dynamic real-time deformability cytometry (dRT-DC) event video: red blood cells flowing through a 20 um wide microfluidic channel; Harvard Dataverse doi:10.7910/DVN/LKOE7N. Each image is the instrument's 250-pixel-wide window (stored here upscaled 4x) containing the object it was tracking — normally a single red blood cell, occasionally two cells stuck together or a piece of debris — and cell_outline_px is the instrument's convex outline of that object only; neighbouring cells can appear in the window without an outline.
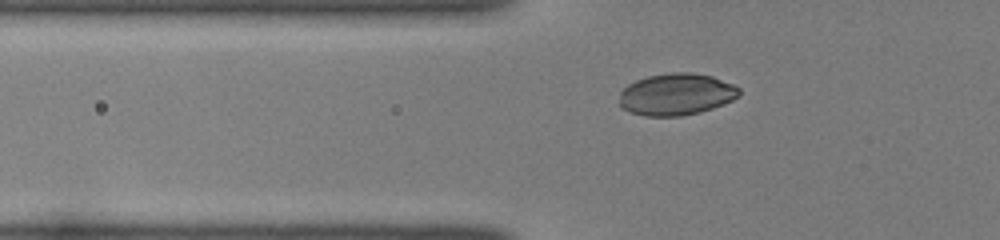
{"species": "common noctule bat (a hibernating species)", "species_latin": "Nyctalus noctula", "temperature_condition": "room temperature", "stored_images_in_passage": 41, "camera_frame_rate_fps": 3000, "um_per_image_px": 0.085, "animal": {"sex": "female", "body_mass_g": 22.0, "forearm_length_mm": 56.7}, "frame": {"image": 1, "passage_image": 8, "time_ms": 2.333, "image_size_px": [1000, 240], "cell_outline_px": [[740, 96], [724, 104], [700, 112], [680, 116], [644, 116], [628, 112], [620, 108], [620, 92], [628, 84], [636, 80], [648, 76], [672, 72], [692, 72], [712, 76], [732, 84], [740, 88]], "centroid_in_image_um": [57.47, 8.02], "position_along_channel_um": 68.3, "area_um2": 29.42}}
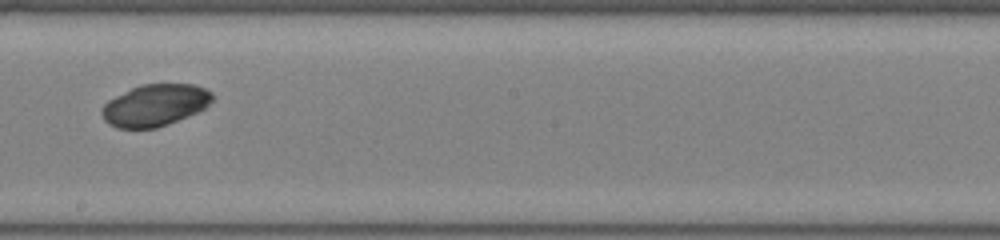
{"frame": {"image": 2, "passage_image": 21, "time_ms": 6.667, "image_size_px": [1000, 240], "cell_outline_px": [[212, 100], [204, 108], [196, 112], [156, 128], [116, 128], [108, 124], [104, 120], [100, 112], [104, 104], [108, 100], [140, 84], [192, 84], [204, 88], [212, 92]], "centroid_in_image_um": [13.13, 8.94], "position_along_channel_um": 235.1, "area_um2": 26.65}}
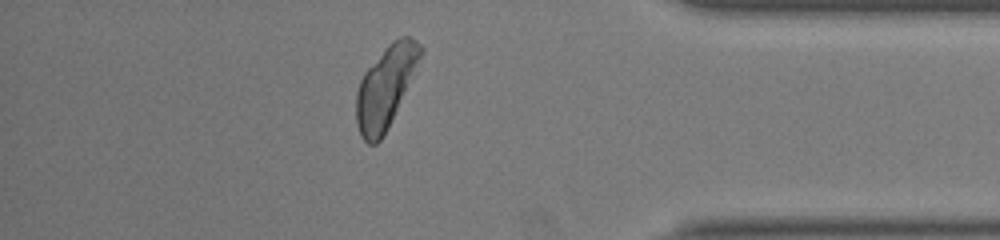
{"frame": {"image": 3, "passage_image": 35, "time_ms": 11.333, "image_size_px": [1000, 240], "cell_outline_px": [[424, 52], [380, 140], [376, 144], [368, 144], [360, 136], [356, 124], [356, 92], [360, 80], [364, 72], [388, 44], [392, 40], [400, 36], [408, 36], [416, 40], [424, 48]], "centroid_in_image_um": [32.75, 7.35], "position_along_channel_um": 402.5, "area_um2": 29.82}, "authors_computed_cell_mechanics": {"area_um2": 27.9174, "velocity_mm_per_s": 3.9857, "shape_relaxation_time_tau1_ms": 0.8542, "shape_relaxation_time_tau2_ms": null, "deformation_change_tau1": 0.0442, "deformation_change_tau2": null}}